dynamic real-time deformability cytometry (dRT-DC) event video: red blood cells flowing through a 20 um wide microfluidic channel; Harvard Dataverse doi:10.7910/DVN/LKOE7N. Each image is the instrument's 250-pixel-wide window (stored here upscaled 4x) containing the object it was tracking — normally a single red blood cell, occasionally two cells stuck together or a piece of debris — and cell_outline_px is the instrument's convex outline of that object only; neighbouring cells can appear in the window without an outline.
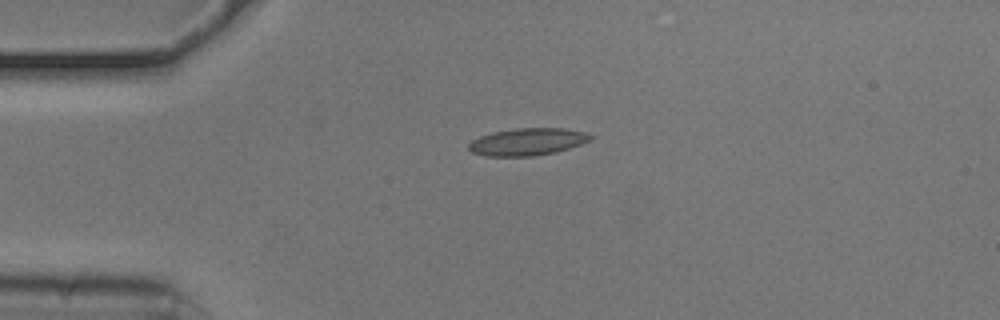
{"species": "common noctule bat (a hibernating species)", "species_latin": "Nyctalus noctula", "temperature_condition": "cold", "stored_images_in_passage": 42, "camera_frame_rate_fps": 3000, "um_per_image_px": 0.085, "animal": {"sex": "male", "body_mass_g": 20.5, "forearm_length_mm": 52.5}, "frame": {"image": 1, "passage_image": 1, "time_ms": 0.0, "image_size_px": [1000, 320], "cell_outline_px": [[596, 136], [592, 140], [556, 152], [532, 156], [488, 156], [472, 152], [468, 148], [468, 144], [472, 140], [480, 136], [492, 132], [516, 128], [564, 128], [584, 132]], "centroid_in_image_um": [44.85, 12.04], "position_along_channel_um": 40.1, "area_um2": 19.36}}
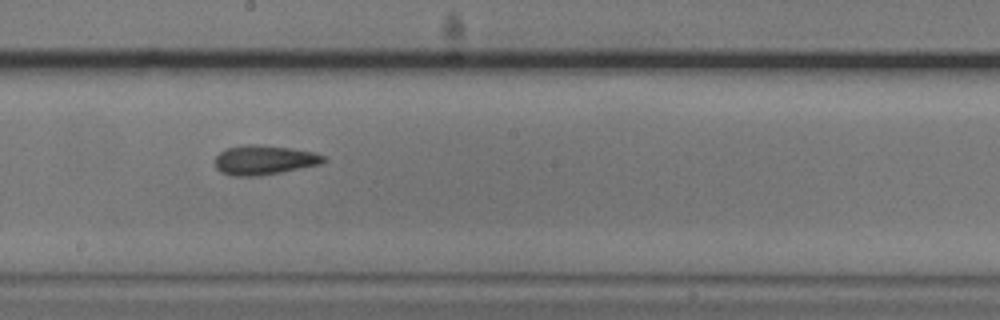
{"frame": {"image": 2, "passage_image": 18, "time_ms": 5.667, "image_size_px": [1000, 320], "cell_outline_px": [[328, 160], [320, 164], [260, 176], [232, 176], [220, 172], [216, 168], [216, 156], [224, 148], [248, 144], [256, 144], [292, 148], [312, 152], [324, 156]], "centroid_in_image_um": [22.43, 13.6], "position_along_channel_um": 225.8, "area_um2": 18.67}}
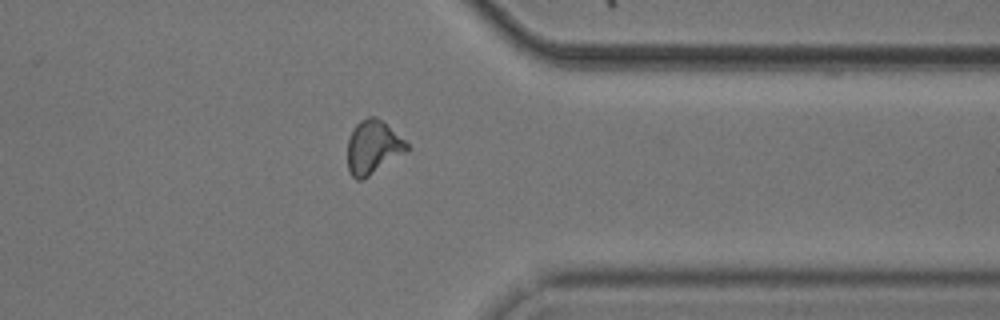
{"frame": {"image": 3, "passage_image": 31, "time_ms": 10.0, "image_size_px": [1000, 320], "cell_outline_px": [[408, 152], [364, 180], [356, 180], [348, 172], [348, 140], [356, 124], [360, 120], [368, 116], [376, 116], [404, 140], [408, 144]], "centroid_in_image_um": [31.7, 12.56], "position_along_channel_um": 379.7, "area_um2": 18.67}, "authors_computed_cell_mechanics": {"area_um2": 18.4382, "velocity_mm_per_s": 3.7275, "shape_relaxation_time_tau1_ms": 3.3154, "shape_relaxation_time_tau2_ms": 2.6796, "deformation_change_tau1": 0.1098, "deformation_change_tau2": 0.083}}